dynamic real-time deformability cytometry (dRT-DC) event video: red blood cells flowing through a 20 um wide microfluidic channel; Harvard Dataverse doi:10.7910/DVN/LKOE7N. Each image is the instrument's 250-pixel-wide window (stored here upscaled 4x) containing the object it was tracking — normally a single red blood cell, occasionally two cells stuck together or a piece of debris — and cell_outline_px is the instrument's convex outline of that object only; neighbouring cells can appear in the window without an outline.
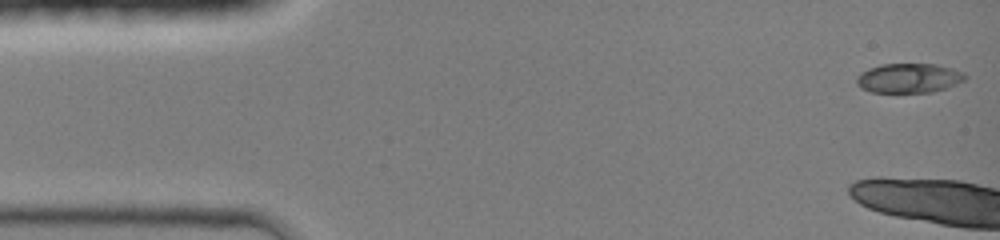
{"species": "common noctule bat (a hibernating species)", "species_latin": "Nyctalus noctula", "temperature_condition": "room temperature", "stored_images_in_passage": 4, "camera_frame_rate_fps": 3000, "um_per_image_px": 0.085, "animal": {"sex": "female", "body_mass_g": 19.0, "forearm_length_mm": 51.5}, "frame": {"image": 1, "passage_image": 1, "time_ms": 0.0, "image_size_px": [1000, 240], "cell_outline_px": [[968, 76], [964, 80], [956, 84], [932, 92], [872, 92], [860, 88], [856, 84], [856, 76], [860, 72], [868, 68], [880, 64], [936, 64], [952, 68], [964, 72]], "centroid_in_image_um": [77.22, 6.63], "position_along_channel_um": 7.8, "area_um2": 18.79}}